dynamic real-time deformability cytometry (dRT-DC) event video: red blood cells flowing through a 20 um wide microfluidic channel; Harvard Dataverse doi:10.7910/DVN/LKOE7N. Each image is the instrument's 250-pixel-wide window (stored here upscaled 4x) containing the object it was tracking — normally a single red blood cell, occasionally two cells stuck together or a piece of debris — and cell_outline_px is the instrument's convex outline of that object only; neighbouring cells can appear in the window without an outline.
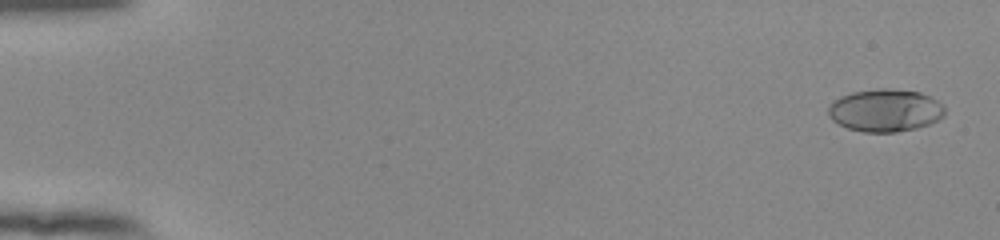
{"species": "human", "species_latin": "Homo sapiens", "temperature_condition": "room temperature", "stored_images_in_passage": 54, "camera_frame_rate_fps": 3000, "um_per_image_px": 0.085, "donor": {"sex": "female"}, "frame": {"image": 1, "passage_image": 2, "time_ms": 0.333, "image_size_px": [1000, 240], "cell_outline_px": [[944, 116], [928, 124], [916, 128], [896, 132], [864, 132], [848, 128], [832, 120], [828, 116], [828, 108], [840, 96], [852, 92], [884, 88], [888, 88], [920, 92], [944, 104]], "centroid_in_image_um": [75.25, 9.38], "position_along_channel_um": 9.8, "area_um2": 28.73}}
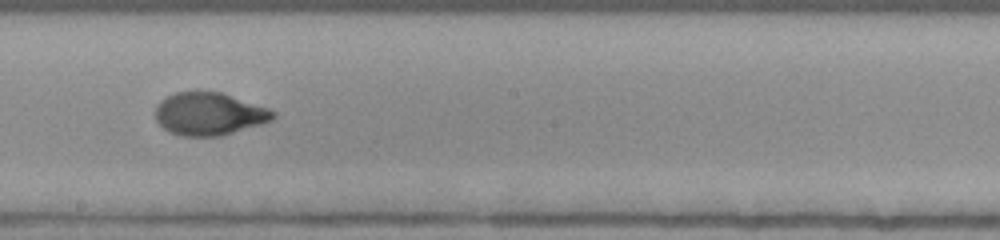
{"frame": {"image": 2, "passage_image": 32, "time_ms": 10.333, "image_size_px": [1000, 240], "cell_outline_px": [[276, 116], [272, 120], [260, 124], [220, 136], [180, 136], [164, 128], [156, 120], [156, 104], [164, 96], [176, 92], [196, 88], [220, 92], [268, 108], [276, 112]], "centroid_in_image_um": [17.73, 9.63], "position_along_channel_um": 230.5, "area_um2": 29.71}}
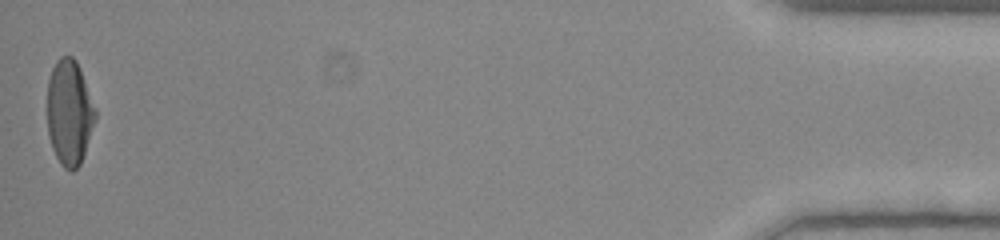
{"frame": {"image": 3, "passage_image": 54, "time_ms": 17.667, "image_size_px": [1000, 240], "cell_outline_px": [[96, 116], [80, 164], [72, 172], [64, 168], [60, 164], [52, 148], [48, 136], [48, 80], [52, 68], [56, 60], [60, 56], [72, 56], [76, 60], [80, 68], [96, 108]], "centroid_in_image_um": [5.89, 9.54], "position_along_channel_um": 429.3, "area_um2": 29.42}, "authors_computed_cell_mechanics": {"area_um2": 29.4202, "velocity_mm_per_s": 3.8946, "shape_relaxation_time_tau1_ms": 3.5095, "shape_relaxation_time_tau2_ms": 0.7175, "deformation_change_tau1": 0.1931, "deformation_change_tau2": 0.0431}}